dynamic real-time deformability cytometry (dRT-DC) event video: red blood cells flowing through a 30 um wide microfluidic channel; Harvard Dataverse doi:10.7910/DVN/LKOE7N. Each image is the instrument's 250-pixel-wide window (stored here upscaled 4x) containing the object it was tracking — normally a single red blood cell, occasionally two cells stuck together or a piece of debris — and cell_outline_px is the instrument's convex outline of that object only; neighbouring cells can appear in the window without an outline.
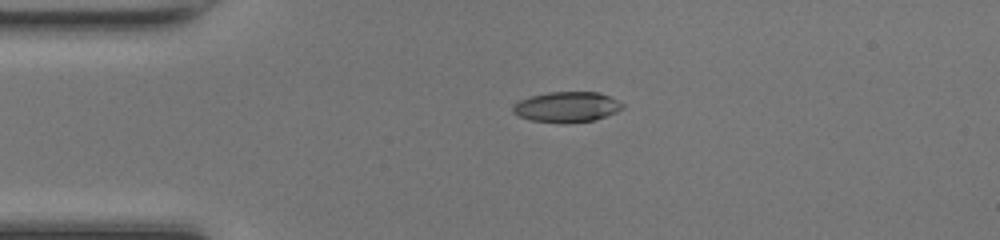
{"species": "common noctule bat (a hibernating species)", "species_latin": "Nyctalus noctula", "temperature_condition": "room temperature", "stored_images_in_passage": 38, "camera_frame_rate_fps": 3000, "um_per_image_px": 0.085, "animal": {"sex": "female", "body_mass_g": 17.0, "forearm_length_mm": 48.0}, "frame": {"image": 1, "passage_image": 1, "time_ms": 0.0, "image_size_px": [1000, 240], "cell_outline_px": [[624, 108], [616, 112], [592, 120], [532, 120], [520, 116], [512, 112], [512, 108], [520, 100], [532, 96], [548, 92], [600, 92], [624, 104]], "centroid_in_image_um": [48.2, 9.03], "position_along_channel_um": 36.8, "area_um2": 18.38}}
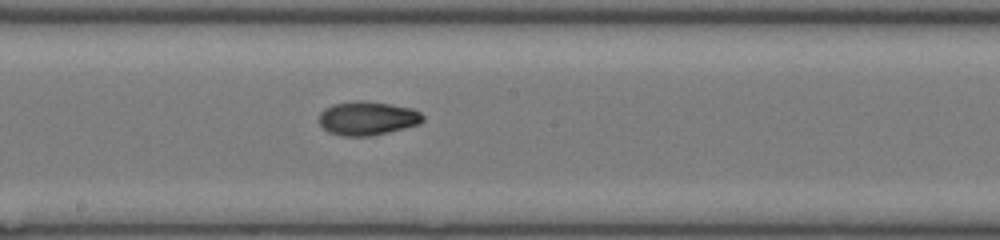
{"frame": {"image": 2, "passage_image": 16, "time_ms": 5.0, "image_size_px": [1000, 240], "cell_outline_px": [[424, 120], [420, 124], [388, 132], [368, 136], [344, 136], [328, 132], [320, 124], [320, 112], [324, 108], [332, 104], [360, 100], [392, 104], [412, 108], [420, 112], [424, 116]], "centroid_in_image_um": [31.24, 10.04], "position_along_channel_um": 217.0, "area_um2": 20.46}}
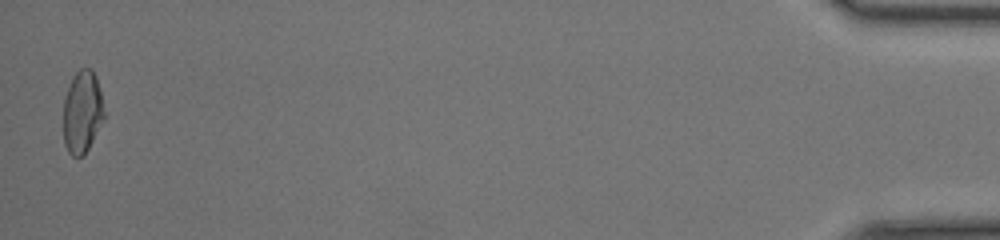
{"frame": {"image": 3, "passage_image": 38, "time_ms": 12.333, "image_size_px": [1000, 240], "cell_outline_px": [[104, 120], [84, 156], [72, 156], [68, 152], [64, 144], [64, 96], [72, 76], [80, 68], [92, 68], [96, 76], [100, 92], [104, 112]], "centroid_in_image_um": [6.99, 9.51], "position_along_channel_um": 428.2, "area_um2": 19.71}, "authors_computed_cell_mechanics": {"area_um2": 19.941, "velocity_mm_per_s": 4.282, "shape_relaxation_time_tau1_ms": 5.0997, "shape_relaxation_time_tau2_ms": 2.843, "deformation_change_tau1": 0.1898, "deformation_change_tau2": 0.0534}}